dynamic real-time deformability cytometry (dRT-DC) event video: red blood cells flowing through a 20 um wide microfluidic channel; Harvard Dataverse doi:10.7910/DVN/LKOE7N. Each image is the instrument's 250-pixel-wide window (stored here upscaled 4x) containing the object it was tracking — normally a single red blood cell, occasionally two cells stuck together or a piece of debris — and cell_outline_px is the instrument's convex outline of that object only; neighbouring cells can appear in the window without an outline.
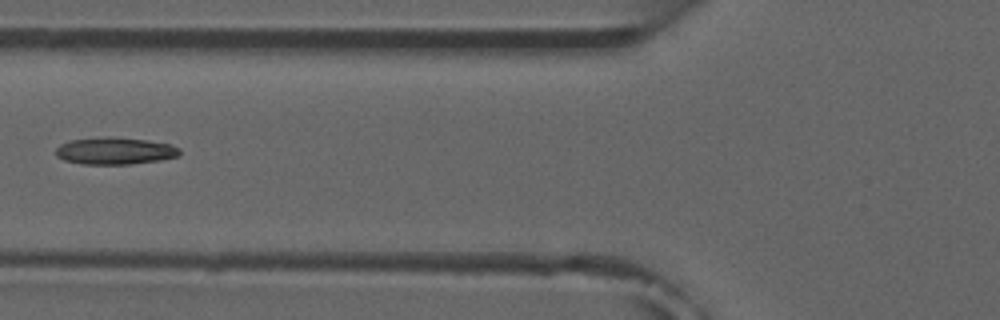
{"species": "common noctule bat (a hibernating species)", "species_latin": "Nyctalus noctula", "temperature_condition": "room temperature", "stored_images_in_passage": 8, "camera_frame_rate_fps": 3000, "um_per_image_px": 0.085, "animal": {"sex": "male", "forearm_length_mm": 52.5}, "frame": {"image": 1, "passage_image": 6, "time_ms": 6.0, "image_size_px": [1000, 320], "cell_outline_px": [[180, 156], [160, 160], [128, 164], [84, 164], [64, 160], [56, 156], [56, 148], [60, 144], [72, 140], [108, 136], [112, 136], [148, 140], [172, 144], [180, 148]], "centroid_in_image_um": [9.8, 12.82], "position_along_channel_um": 116.0, "area_um2": 19.65}}
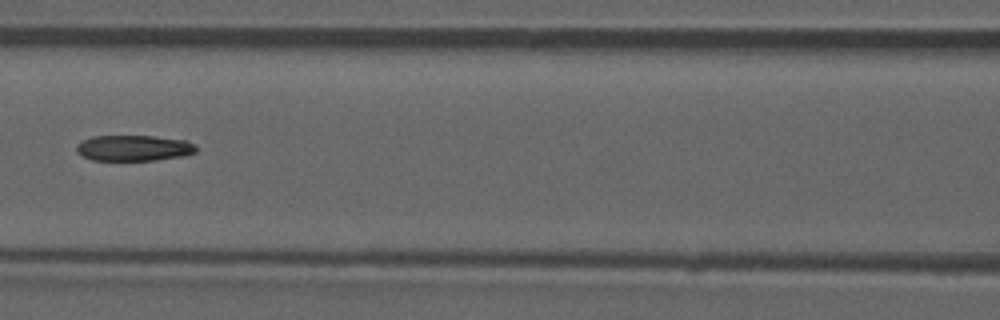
{"frame": {"image": 2, "passage_image": 7, "time_ms": 7.0, "image_size_px": [1000, 320], "cell_outline_px": [[196, 152], [184, 156], [156, 160], [92, 160], [76, 152], [76, 144], [92, 136], [152, 136], [184, 140], [196, 144]], "centroid_in_image_um": [11.37, 12.58], "position_along_channel_um": 155.2, "area_um2": 17.98}}